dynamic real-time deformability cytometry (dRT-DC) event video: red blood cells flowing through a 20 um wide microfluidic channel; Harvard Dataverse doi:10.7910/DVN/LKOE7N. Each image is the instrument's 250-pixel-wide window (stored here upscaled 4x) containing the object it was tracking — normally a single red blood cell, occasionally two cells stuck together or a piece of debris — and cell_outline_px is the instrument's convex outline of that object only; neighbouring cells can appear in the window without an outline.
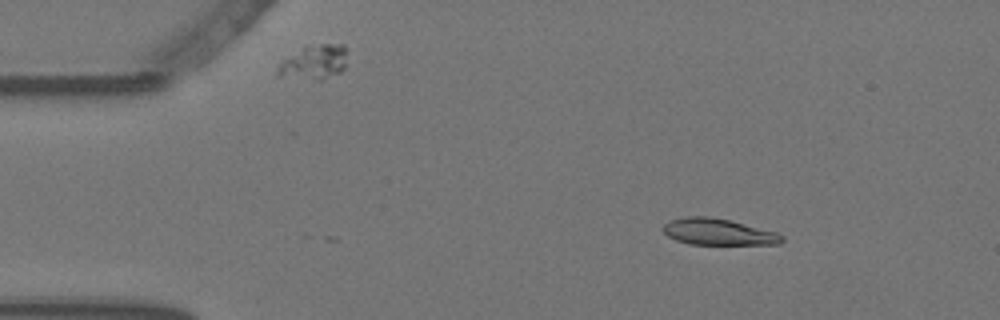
{"species": "Egyptian fruit bat (a non-hibernating species)", "species_latin": "Rousettus aegyptiacus", "temperature_condition": "warm", "stored_images_in_passage": 44, "camera_frame_rate_fps": 3000, "um_per_image_px": 0.085, "animal": {"sex": "female"}, "frame": {"image": 1, "passage_image": 2, "time_ms": 0.333, "image_size_px": [1000, 320], "cell_outline_px": [[784, 240], [780, 244], [688, 244], [676, 240], [668, 236], [664, 232], [664, 224], [668, 220], [688, 216], [708, 216], [728, 220], [776, 232], [784, 236]], "centroid_in_image_um": [61.04, 19.71], "position_along_channel_um": 24.0, "area_um2": 18.15}}
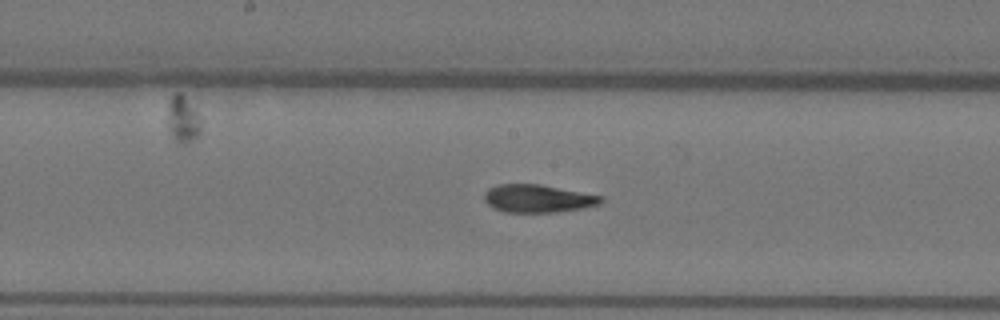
{"frame": {"image": 2, "passage_image": 23, "time_ms": 7.333, "image_size_px": [1000, 320], "cell_outline_px": [[604, 200], [600, 204], [584, 208], [556, 212], [504, 212], [492, 208], [484, 200], [484, 192], [488, 188], [496, 184], [540, 184], [604, 196]], "centroid_in_image_um": [45.71, 16.87], "position_along_channel_um": 202.5, "area_um2": 19.19}}
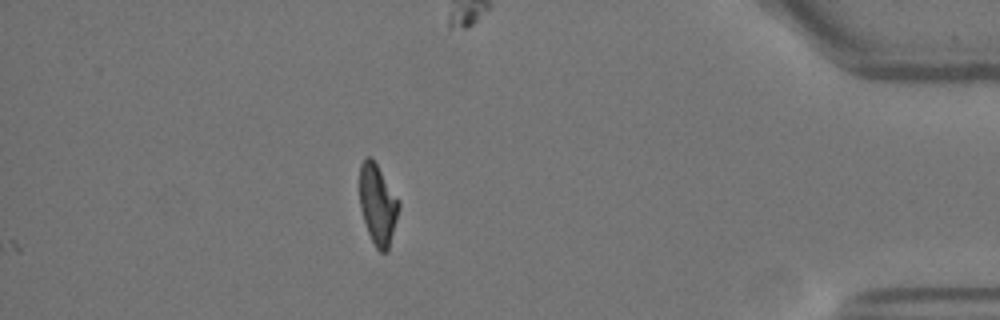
{"frame": {"image": 3, "passage_image": 44, "time_ms": 14.333, "image_size_px": [1000, 320], "cell_outline_px": [[400, 208], [388, 252], [380, 252], [376, 248], [368, 232], [360, 208], [360, 164], [364, 156], [372, 156], [400, 200]], "centroid_in_image_um": [32.12, 17.34], "position_along_channel_um": 403.1, "area_um2": 18.67}, "authors_computed_cell_mechanics": {"area_um2": 18.9006, "velocity_mm_per_s": 3.5264, "shape_relaxation_time_tau1_ms": 5.816, "shape_relaxation_time_tau2_ms": 3.5376, "deformation_change_tau1": 0.2119, "deformation_change_tau2": 0.067}}